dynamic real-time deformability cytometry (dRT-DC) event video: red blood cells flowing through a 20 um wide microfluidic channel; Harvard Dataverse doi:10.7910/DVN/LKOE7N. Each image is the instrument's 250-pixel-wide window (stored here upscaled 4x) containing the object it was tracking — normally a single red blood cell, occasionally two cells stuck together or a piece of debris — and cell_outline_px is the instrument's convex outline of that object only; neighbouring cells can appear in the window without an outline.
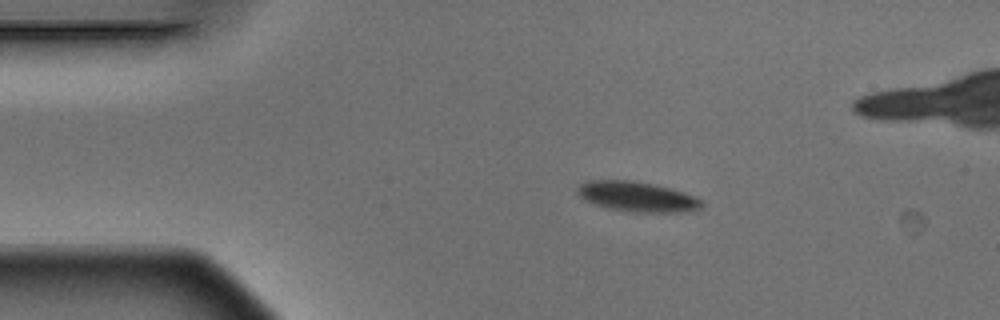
{"species": "Egyptian fruit bat (a non-hibernating species)", "species_latin": "Rousettus aegyptiacus", "temperature_condition": "warm", "stored_images_in_passage": 6, "camera_frame_rate_fps": 3000, "um_per_image_px": 0.085, "animal": {"sex": "male"}, "frame": {"image": 1, "passage_image": 2, "time_ms": 0.333, "image_size_px": [1000, 320], "cell_outline_px": [[704, 204], [700, 208], [688, 212], [636, 212], [608, 208], [596, 204], [580, 196], [576, 192], [576, 188], [584, 180], [632, 180], [652, 184], [668, 188], [696, 196]], "centroid_in_image_um": [54.15, 16.71], "position_along_channel_um": 30.8, "area_um2": 21.62}}
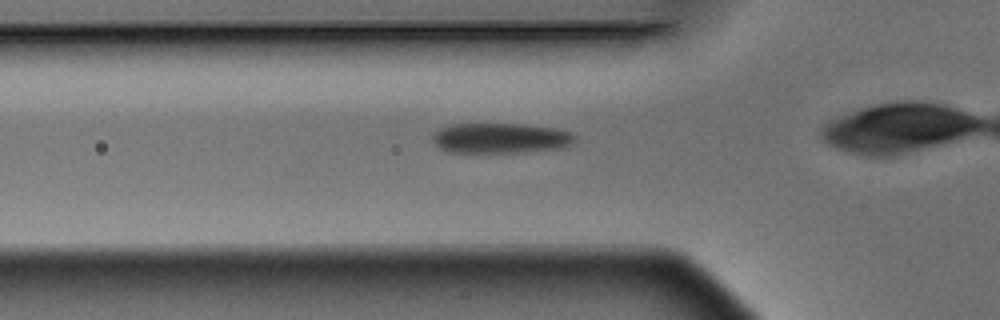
{"frame": {"image": 2, "passage_image": 5, "time_ms": 1.333, "image_size_px": [1000, 320], "cell_outline_px": [[576, 140], [572, 144], [560, 148], [524, 152], [448, 152], [432, 144], [432, 136], [440, 128], [452, 124], [524, 124], [552, 128], [568, 132], [576, 136]], "centroid_in_image_um": [42.51, 11.75], "position_along_channel_um": 83.3, "area_um2": 25.03}}